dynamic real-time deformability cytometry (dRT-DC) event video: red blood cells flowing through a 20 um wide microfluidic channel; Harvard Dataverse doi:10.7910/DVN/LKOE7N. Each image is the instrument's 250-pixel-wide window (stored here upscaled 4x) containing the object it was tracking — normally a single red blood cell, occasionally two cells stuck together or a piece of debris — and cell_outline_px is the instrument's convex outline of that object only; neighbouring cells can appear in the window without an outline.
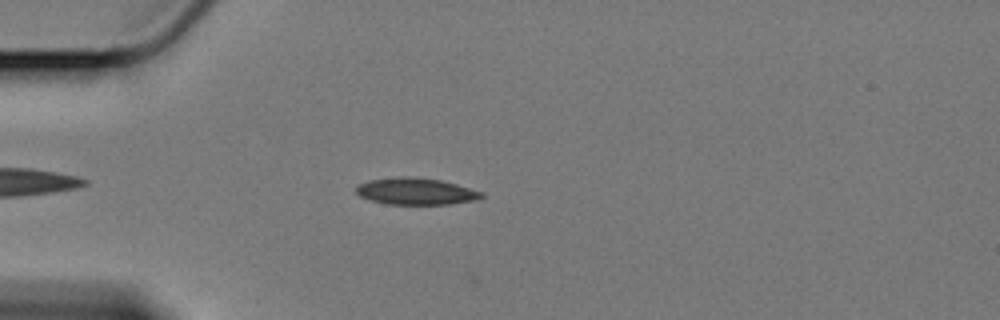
{"species": "Egyptian fruit bat (a non-hibernating species)", "species_latin": "Rousettus aegyptiacus", "temperature_condition": "cold", "stored_images_in_passage": 8, "camera_frame_rate_fps": 3000, "um_per_image_px": 0.085, "animal": {"sex": "female"}, "frame": {"image": 1, "passage_image": 7, "time_ms": 2.0, "image_size_px": [1000, 320], "cell_outline_px": [[484, 196], [476, 200], [448, 204], [388, 204], [372, 200], [360, 196], [356, 192], [356, 184], [368, 180], [404, 176], [408, 176], [440, 180], [456, 184], [484, 192]], "centroid_in_image_um": [35.34, 16.26], "position_along_channel_um": 49.7, "area_um2": 19.48}}